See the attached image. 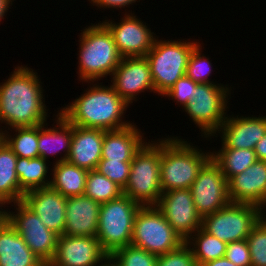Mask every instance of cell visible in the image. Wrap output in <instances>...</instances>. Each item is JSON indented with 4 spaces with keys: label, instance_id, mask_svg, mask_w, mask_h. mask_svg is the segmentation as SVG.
Here are the masks:
<instances>
[{
    "label": "cell",
    "instance_id": "6da1fadb",
    "mask_svg": "<svg viewBox=\"0 0 266 266\" xmlns=\"http://www.w3.org/2000/svg\"><path fill=\"white\" fill-rule=\"evenodd\" d=\"M42 82L34 69L21 65L0 83L1 131L44 124L49 117ZM44 97V98H43Z\"/></svg>",
    "mask_w": 266,
    "mask_h": 266
},
{
    "label": "cell",
    "instance_id": "7a4b0ae2",
    "mask_svg": "<svg viewBox=\"0 0 266 266\" xmlns=\"http://www.w3.org/2000/svg\"><path fill=\"white\" fill-rule=\"evenodd\" d=\"M85 83L91 85L85 93L68 103L69 105L65 104V107L59 108V112L70 123L105 131L119 130L132 124L123 119L130 105L119 96L112 85L105 86L103 82L98 81Z\"/></svg>",
    "mask_w": 266,
    "mask_h": 266
},
{
    "label": "cell",
    "instance_id": "3957f363",
    "mask_svg": "<svg viewBox=\"0 0 266 266\" xmlns=\"http://www.w3.org/2000/svg\"><path fill=\"white\" fill-rule=\"evenodd\" d=\"M178 136L161 139L160 185L163 192L190 189L200 169L211 158L205 152Z\"/></svg>",
    "mask_w": 266,
    "mask_h": 266
},
{
    "label": "cell",
    "instance_id": "277c9868",
    "mask_svg": "<svg viewBox=\"0 0 266 266\" xmlns=\"http://www.w3.org/2000/svg\"><path fill=\"white\" fill-rule=\"evenodd\" d=\"M83 31V32H82ZM79 36L78 80L100 81L112 76L120 64V56L109 29L100 21L81 30Z\"/></svg>",
    "mask_w": 266,
    "mask_h": 266
},
{
    "label": "cell",
    "instance_id": "5b68a950",
    "mask_svg": "<svg viewBox=\"0 0 266 266\" xmlns=\"http://www.w3.org/2000/svg\"><path fill=\"white\" fill-rule=\"evenodd\" d=\"M161 139L145 142L131 162L128 182L123 194L141 207L156 206L162 189L160 185Z\"/></svg>",
    "mask_w": 266,
    "mask_h": 266
},
{
    "label": "cell",
    "instance_id": "8992f818",
    "mask_svg": "<svg viewBox=\"0 0 266 266\" xmlns=\"http://www.w3.org/2000/svg\"><path fill=\"white\" fill-rule=\"evenodd\" d=\"M158 38L145 57L150 66L155 93L162 96L180 77L186 75L189 56L200 41Z\"/></svg>",
    "mask_w": 266,
    "mask_h": 266
},
{
    "label": "cell",
    "instance_id": "52a82bcc",
    "mask_svg": "<svg viewBox=\"0 0 266 266\" xmlns=\"http://www.w3.org/2000/svg\"><path fill=\"white\" fill-rule=\"evenodd\" d=\"M140 207L125 194L101 204L96 237L109 256L131 244L134 218Z\"/></svg>",
    "mask_w": 266,
    "mask_h": 266
},
{
    "label": "cell",
    "instance_id": "ba28073f",
    "mask_svg": "<svg viewBox=\"0 0 266 266\" xmlns=\"http://www.w3.org/2000/svg\"><path fill=\"white\" fill-rule=\"evenodd\" d=\"M231 90L228 84L199 83L195 88L193 100L183 108L201 130L200 136H204L206 140H211L226 120Z\"/></svg>",
    "mask_w": 266,
    "mask_h": 266
},
{
    "label": "cell",
    "instance_id": "9c48e42d",
    "mask_svg": "<svg viewBox=\"0 0 266 266\" xmlns=\"http://www.w3.org/2000/svg\"><path fill=\"white\" fill-rule=\"evenodd\" d=\"M183 243L156 206L140 207L134 218L132 245L159 256L178 249Z\"/></svg>",
    "mask_w": 266,
    "mask_h": 266
},
{
    "label": "cell",
    "instance_id": "30bf717a",
    "mask_svg": "<svg viewBox=\"0 0 266 266\" xmlns=\"http://www.w3.org/2000/svg\"><path fill=\"white\" fill-rule=\"evenodd\" d=\"M262 217V208L255 204L229 203L202 218V228L226 244L245 240Z\"/></svg>",
    "mask_w": 266,
    "mask_h": 266
},
{
    "label": "cell",
    "instance_id": "8fae6325",
    "mask_svg": "<svg viewBox=\"0 0 266 266\" xmlns=\"http://www.w3.org/2000/svg\"><path fill=\"white\" fill-rule=\"evenodd\" d=\"M11 206H14L15 211L6 210V220L37 258L49 265L55 256L59 235L49 230L23 201L12 203Z\"/></svg>",
    "mask_w": 266,
    "mask_h": 266
},
{
    "label": "cell",
    "instance_id": "7c38bea8",
    "mask_svg": "<svg viewBox=\"0 0 266 266\" xmlns=\"http://www.w3.org/2000/svg\"><path fill=\"white\" fill-rule=\"evenodd\" d=\"M197 213L203 218L231 203L228 180L212 157L200 169L190 187Z\"/></svg>",
    "mask_w": 266,
    "mask_h": 266
},
{
    "label": "cell",
    "instance_id": "4fadbf2b",
    "mask_svg": "<svg viewBox=\"0 0 266 266\" xmlns=\"http://www.w3.org/2000/svg\"><path fill=\"white\" fill-rule=\"evenodd\" d=\"M125 16L118 22L104 20L102 23L111 32L117 50L122 58L144 57L153 47L157 36L148 27V24L134 13H124ZM147 24V25H146Z\"/></svg>",
    "mask_w": 266,
    "mask_h": 266
},
{
    "label": "cell",
    "instance_id": "5bb4252c",
    "mask_svg": "<svg viewBox=\"0 0 266 266\" xmlns=\"http://www.w3.org/2000/svg\"><path fill=\"white\" fill-rule=\"evenodd\" d=\"M156 208L184 241L202 226L190 189L163 192Z\"/></svg>",
    "mask_w": 266,
    "mask_h": 266
},
{
    "label": "cell",
    "instance_id": "9a60e30c",
    "mask_svg": "<svg viewBox=\"0 0 266 266\" xmlns=\"http://www.w3.org/2000/svg\"><path fill=\"white\" fill-rule=\"evenodd\" d=\"M111 77L112 87L129 105L138 100L139 93H155L150 66L145 56L122 58Z\"/></svg>",
    "mask_w": 266,
    "mask_h": 266
},
{
    "label": "cell",
    "instance_id": "2e32d148",
    "mask_svg": "<svg viewBox=\"0 0 266 266\" xmlns=\"http://www.w3.org/2000/svg\"><path fill=\"white\" fill-rule=\"evenodd\" d=\"M109 255L97 237L58 236L56 253L49 266H97Z\"/></svg>",
    "mask_w": 266,
    "mask_h": 266
},
{
    "label": "cell",
    "instance_id": "e0dca14e",
    "mask_svg": "<svg viewBox=\"0 0 266 266\" xmlns=\"http://www.w3.org/2000/svg\"><path fill=\"white\" fill-rule=\"evenodd\" d=\"M227 115L226 120L213 137L219 133L222 148L255 149L266 134V116L250 117ZM222 133V134H221Z\"/></svg>",
    "mask_w": 266,
    "mask_h": 266
},
{
    "label": "cell",
    "instance_id": "ac0fdd59",
    "mask_svg": "<svg viewBox=\"0 0 266 266\" xmlns=\"http://www.w3.org/2000/svg\"><path fill=\"white\" fill-rule=\"evenodd\" d=\"M66 199L58 191L47 187L25 192L22 201L38 215L49 230L60 236L65 229Z\"/></svg>",
    "mask_w": 266,
    "mask_h": 266
},
{
    "label": "cell",
    "instance_id": "d6986e66",
    "mask_svg": "<svg viewBox=\"0 0 266 266\" xmlns=\"http://www.w3.org/2000/svg\"><path fill=\"white\" fill-rule=\"evenodd\" d=\"M228 193L232 203H266V162L256 160L243 172L228 180Z\"/></svg>",
    "mask_w": 266,
    "mask_h": 266
},
{
    "label": "cell",
    "instance_id": "ffe728a7",
    "mask_svg": "<svg viewBox=\"0 0 266 266\" xmlns=\"http://www.w3.org/2000/svg\"><path fill=\"white\" fill-rule=\"evenodd\" d=\"M101 204L86 195L67 197L64 235L97 236Z\"/></svg>",
    "mask_w": 266,
    "mask_h": 266
},
{
    "label": "cell",
    "instance_id": "44dd1931",
    "mask_svg": "<svg viewBox=\"0 0 266 266\" xmlns=\"http://www.w3.org/2000/svg\"><path fill=\"white\" fill-rule=\"evenodd\" d=\"M105 130L73 125L70 153L67 162L92 171L97 168L102 156Z\"/></svg>",
    "mask_w": 266,
    "mask_h": 266
},
{
    "label": "cell",
    "instance_id": "7402d4cb",
    "mask_svg": "<svg viewBox=\"0 0 266 266\" xmlns=\"http://www.w3.org/2000/svg\"><path fill=\"white\" fill-rule=\"evenodd\" d=\"M55 122L57 125L49 127L48 123L38 125V150L39 156L44 160L50 162L48 159L52 155L57 156L60 151L62 155L56 159L54 164L64 162L67 160L71 140L73 136V124L70 123L60 112L57 111Z\"/></svg>",
    "mask_w": 266,
    "mask_h": 266
},
{
    "label": "cell",
    "instance_id": "603a6c76",
    "mask_svg": "<svg viewBox=\"0 0 266 266\" xmlns=\"http://www.w3.org/2000/svg\"><path fill=\"white\" fill-rule=\"evenodd\" d=\"M144 134L134 122L119 130L105 131L101 159L132 162L135 153L147 141Z\"/></svg>",
    "mask_w": 266,
    "mask_h": 266
},
{
    "label": "cell",
    "instance_id": "cb8c5ba5",
    "mask_svg": "<svg viewBox=\"0 0 266 266\" xmlns=\"http://www.w3.org/2000/svg\"><path fill=\"white\" fill-rule=\"evenodd\" d=\"M44 265L7 220L0 224V266Z\"/></svg>",
    "mask_w": 266,
    "mask_h": 266
},
{
    "label": "cell",
    "instance_id": "d4e9b609",
    "mask_svg": "<svg viewBox=\"0 0 266 266\" xmlns=\"http://www.w3.org/2000/svg\"><path fill=\"white\" fill-rule=\"evenodd\" d=\"M17 156L7 143L0 140V200L6 205L22 201L25 192L16 174Z\"/></svg>",
    "mask_w": 266,
    "mask_h": 266
},
{
    "label": "cell",
    "instance_id": "484cf974",
    "mask_svg": "<svg viewBox=\"0 0 266 266\" xmlns=\"http://www.w3.org/2000/svg\"><path fill=\"white\" fill-rule=\"evenodd\" d=\"M49 187L65 197L84 195L88 170L67 161L53 164ZM53 178V179H52Z\"/></svg>",
    "mask_w": 266,
    "mask_h": 266
},
{
    "label": "cell",
    "instance_id": "4316f807",
    "mask_svg": "<svg viewBox=\"0 0 266 266\" xmlns=\"http://www.w3.org/2000/svg\"><path fill=\"white\" fill-rule=\"evenodd\" d=\"M15 170L20 188L24 192L38 188H47L50 185L51 178L47 176L49 165L40 156L31 159L18 157Z\"/></svg>",
    "mask_w": 266,
    "mask_h": 266
},
{
    "label": "cell",
    "instance_id": "83f0119b",
    "mask_svg": "<svg viewBox=\"0 0 266 266\" xmlns=\"http://www.w3.org/2000/svg\"><path fill=\"white\" fill-rule=\"evenodd\" d=\"M211 157L220 166L227 180L243 172L257 160L253 149L220 148L211 152Z\"/></svg>",
    "mask_w": 266,
    "mask_h": 266
},
{
    "label": "cell",
    "instance_id": "f1b7e54d",
    "mask_svg": "<svg viewBox=\"0 0 266 266\" xmlns=\"http://www.w3.org/2000/svg\"><path fill=\"white\" fill-rule=\"evenodd\" d=\"M185 243L192 247L191 250L198 266L210 260L223 258L227 246L225 242L209 234L202 227L195 231Z\"/></svg>",
    "mask_w": 266,
    "mask_h": 266
},
{
    "label": "cell",
    "instance_id": "f546056e",
    "mask_svg": "<svg viewBox=\"0 0 266 266\" xmlns=\"http://www.w3.org/2000/svg\"><path fill=\"white\" fill-rule=\"evenodd\" d=\"M13 136L10 135V131ZM9 131V132H8ZM2 131V139L12 149L17 157L36 158L39 157L38 150V125L32 127H15Z\"/></svg>",
    "mask_w": 266,
    "mask_h": 266
},
{
    "label": "cell",
    "instance_id": "4dcf8cb0",
    "mask_svg": "<svg viewBox=\"0 0 266 266\" xmlns=\"http://www.w3.org/2000/svg\"><path fill=\"white\" fill-rule=\"evenodd\" d=\"M123 189L96 169L89 171L86 177L84 195L102 204L120 197Z\"/></svg>",
    "mask_w": 266,
    "mask_h": 266
},
{
    "label": "cell",
    "instance_id": "1f68e13d",
    "mask_svg": "<svg viewBox=\"0 0 266 266\" xmlns=\"http://www.w3.org/2000/svg\"><path fill=\"white\" fill-rule=\"evenodd\" d=\"M110 257L118 266H156L158 256L132 244L117 249Z\"/></svg>",
    "mask_w": 266,
    "mask_h": 266
},
{
    "label": "cell",
    "instance_id": "d6a6232c",
    "mask_svg": "<svg viewBox=\"0 0 266 266\" xmlns=\"http://www.w3.org/2000/svg\"><path fill=\"white\" fill-rule=\"evenodd\" d=\"M202 52V46L199 42L189 56L186 75L197 83L216 84V81L209 79L213 65L209 57H206Z\"/></svg>",
    "mask_w": 266,
    "mask_h": 266
},
{
    "label": "cell",
    "instance_id": "836d02e7",
    "mask_svg": "<svg viewBox=\"0 0 266 266\" xmlns=\"http://www.w3.org/2000/svg\"><path fill=\"white\" fill-rule=\"evenodd\" d=\"M251 266H266V221L261 217L246 238Z\"/></svg>",
    "mask_w": 266,
    "mask_h": 266
},
{
    "label": "cell",
    "instance_id": "e575fe53",
    "mask_svg": "<svg viewBox=\"0 0 266 266\" xmlns=\"http://www.w3.org/2000/svg\"><path fill=\"white\" fill-rule=\"evenodd\" d=\"M96 170L124 189L129 179L131 162L100 159Z\"/></svg>",
    "mask_w": 266,
    "mask_h": 266
},
{
    "label": "cell",
    "instance_id": "d590c367",
    "mask_svg": "<svg viewBox=\"0 0 266 266\" xmlns=\"http://www.w3.org/2000/svg\"><path fill=\"white\" fill-rule=\"evenodd\" d=\"M199 83L194 82L191 78L187 75L180 77L175 84L162 96L171 97L177 105L183 108L193 100V96L195 94V88Z\"/></svg>",
    "mask_w": 266,
    "mask_h": 266
},
{
    "label": "cell",
    "instance_id": "8d00e7d4",
    "mask_svg": "<svg viewBox=\"0 0 266 266\" xmlns=\"http://www.w3.org/2000/svg\"><path fill=\"white\" fill-rule=\"evenodd\" d=\"M156 266H198L191 247L183 243L178 249L158 256Z\"/></svg>",
    "mask_w": 266,
    "mask_h": 266
},
{
    "label": "cell",
    "instance_id": "74e56055",
    "mask_svg": "<svg viewBox=\"0 0 266 266\" xmlns=\"http://www.w3.org/2000/svg\"><path fill=\"white\" fill-rule=\"evenodd\" d=\"M224 257L236 266H251V255L247 240L228 243Z\"/></svg>",
    "mask_w": 266,
    "mask_h": 266
},
{
    "label": "cell",
    "instance_id": "f35d334b",
    "mask_svg": "<svg viewBox=\"0 0 266 266\" xmlns=\"http://www.w3.org/2000/svg\"><path fill=\"white\" fill-rule=\"evenodd\" d=\"M140 2V0H138ZM137 0H93L91 4L93 6H96L98 8H126L129 7V5H133V3L138 2Z\"/></svg>",
    "mask_w": 266,
    "mask_h": 266
},
{
    "label": "cell",
    "instance_id": "ab89813d",
    "mask_svg": "<svg viewBox=\"0 0 266 266\" xmlns=\"http://www.w3.org/2000/svg\"><path fill=\"white\" fill-rule=\"evenodd\" d=\"M254 150L257 160L266 162V134L258 141Z\"/></svg>",
    "mask_w": 266,
    "mask_h": 266
},
{
    "label": "cell",
    "instance_id": "60d3db41",
    "mask_svg": "<svg viewBox=\"0 0 266 266\" xmlns=\"http://www.w3.org/2000/svg\"><path fill=\"white\" fill-rule=\"evenodd\" d=\"M200 266H236V265L233 264L228 259H226L225 257H223L215 260H210L208 262H205L204 264H201Z\"/></svg>",
    "mask_w": 266,
    "mask_h": 266
},
{
    "label": "cell",
    "instance_id": "b9f144b4",
    "mask_svg": "<svg viewBox=\"0 0 266 266\" xmlns=\"http://www.w3.org/2000/svg\"><path fill=\"white\" fill-rule=\"evenodd\" d=\"M15 0H0V22L4 19L5 14L8 13V10L11 9L10 6H12Z\"/></svg>",
    "mask_w": 266,
    "mask_h": 266
},
{
    "label": "cell",
    "instance_id": "7bdbcfd3",
    "mask_svg": "<svg viewBox=\"0 0 266 266\" xmlns=\"http://www.w3.org/2000/svg\"><path fill=\"white\" fill-rule=\"evenodd\" d=\"M5 205L6 204L0 200V221L6 220V209H3V208L9 207V206H5Z\"/></svg>",
    "mask_w": 266,
    "mask_h": 266
},
{
    "label": "cell",
    "instance_id": "ee69618b",
    "mask_svg": "<svg viewBox=\"0 0 266 266\" xmlns=\"http://www.w3.org/2000/svg\"><path fill=\"white\" fill-rule=\"evenodd\" d=\"M97 266H118L110 256H108L105 260L104 263L102 262L101 264Z\"/></svg>",
    "mask_w": 266,
    "mask_h": 266
},
{
    "label": "cell",
    "instance_id": "f6af8a7d",
    "mask_svg": "<svg viewBox=\"0 0 266 266\" xmlns=\"http://www.w3.org/2000/svg\"><path fill=\"white\" fill-rule=\"evenodd\" d=\"M265 208H266V203L264 204V206H262V212H263L262 213V218L266 221V215H265V213H266L265 210L266 209ZM263 209H265V210H263Z\"/></svg>",
    "mask_w": 266,
    "mask_h": 266
},
{
    "label": "cell",
    "instance_id": "bcb514c9",
    "mask_svg": "<svg viewBox=\"0 0 266 266\" xmlns=\"http://www.w3.org/2000/svg\"><path fill=\"white\" fill-rule=\"evenodd\" d=\"M2 139V131H1V129H0V140Z\"/></svg>",
    "mask_w": 266,
    "mask_h": 266
}]
</instances>
